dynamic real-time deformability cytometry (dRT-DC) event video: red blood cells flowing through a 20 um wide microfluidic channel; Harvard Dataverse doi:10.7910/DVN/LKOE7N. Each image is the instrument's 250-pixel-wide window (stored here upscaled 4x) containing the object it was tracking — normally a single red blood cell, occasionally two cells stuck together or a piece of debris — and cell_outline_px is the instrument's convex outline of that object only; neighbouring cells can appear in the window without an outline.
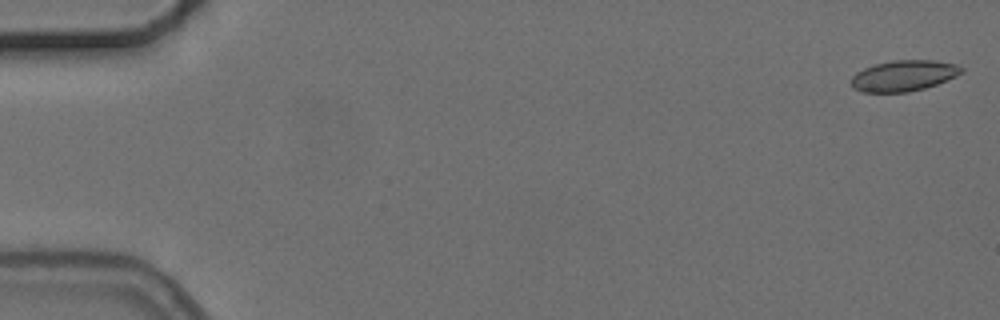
{"species": "common noctule bat (a hibernating species)", "species_latin": "Nyctalus noctula", "temperature_condition": "cold", "stored_images_in_passage": 8, "camera_frame_rate_fps": 3000, "um_per_image_px": 0.085, "animal": {"sex": "female", "body_mass_g": 24.6, "forearm_length_mm": 56.2}, "frame": {"image": 1, "passage_image": 1, "time_ms": 0.0, "image_size_px": [1000, 320], "cell_outline_px": [[964, 72], [948, 80], [924, 88], [908, 92], [864, 92], [852, 88], [852, 76], [856, 72], [864, 68], [876, 64], [892, 60], [932, 60], [956, 64], [964, 68]], "centroid_in_image_um": [76.83, 6.43], "position_along_channel_um": 8.2, "area_um2": 19.83}}
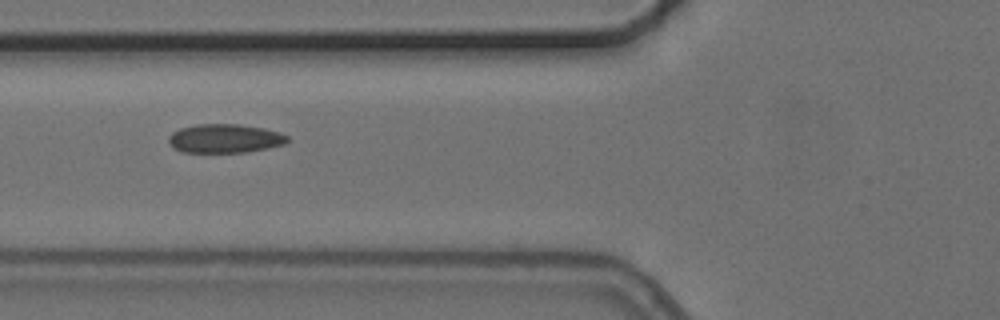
{"frame": {"image": 2, "passage_image": 6, "time_ms": 6.667, "image_size_px": [1000, 320], "cell_outline_px": [[288, 140], [284, 144], [268, 148], [248, 152], [184, 152], [176, 148], [168, 140], [168, 136], [172, 132], [180, 128], [196, 124], [240, 124], [264, 128], [280, 132], [288, 136]], "centroid_in_image_um": [19.14, 11.76], "position_along_channel_um": 106.7, "area_um2": 19.94}}
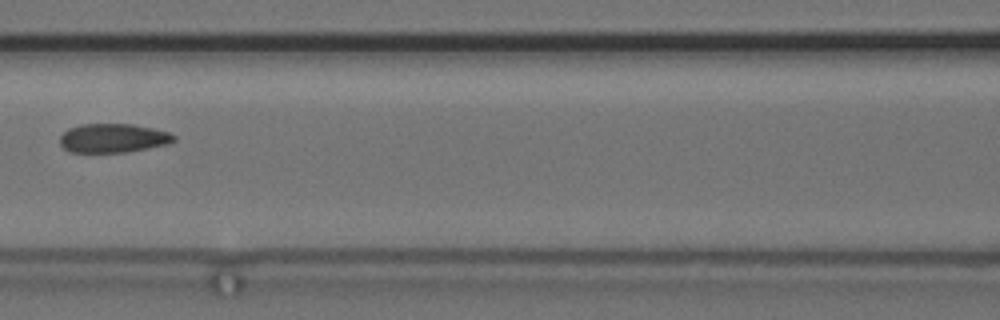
{"frame": {"image": 3, "passage_image": 7, "time_ms": 8.0, "image_size_px": [1000, 320], "cell_outline_px": [[176, 140], [168, 144], [148, 148], [124, 152], [72, 152], [64, 148], [60, 144], [60, 136], [68, 128], [80, 124], [132, 124], [152, 128], [168, 132], [176, 136]], "centroid_in_image_um": [9.61, 11.73], "position_along_channel_um": 157.0, "area_um2": 19.19}}